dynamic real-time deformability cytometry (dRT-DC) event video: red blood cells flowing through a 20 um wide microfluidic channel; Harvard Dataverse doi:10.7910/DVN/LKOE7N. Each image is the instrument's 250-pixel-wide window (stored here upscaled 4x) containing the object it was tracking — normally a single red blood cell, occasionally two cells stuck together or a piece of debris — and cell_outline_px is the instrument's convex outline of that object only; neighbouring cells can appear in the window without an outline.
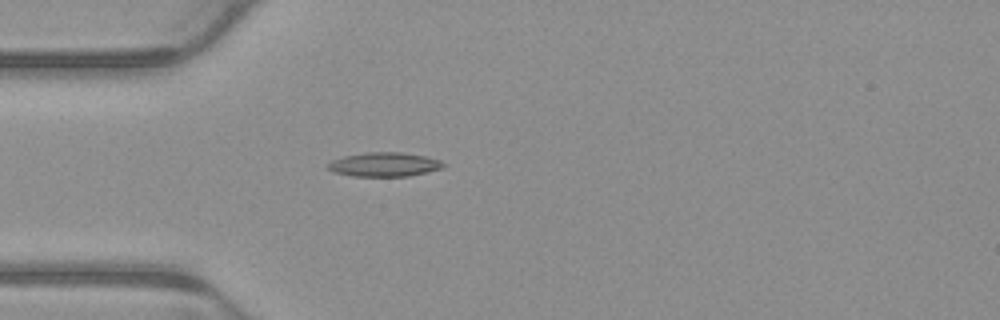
{"species": "common noctule bat (a hibernating species)", "species_latin": "Nyctalus noctula", "temperature_condition": "warm", "stored_images_in_passage": 4, "camera_frame_rate_fps": 3000, "um_per_image_px": 0.085, "animal": {"sex": "male", "body_mass_g": 23.1, "forearm_length_mm": 52.7}, "frame": {"image": 1, "passage_image": 4, "time_ms": 1.0, "image_size_px": [1000, 320], "cell_outline_px": [[444, 168], [428, 172], [408, 176], [352, 176], [332, 172], [328, 168], [328, 164], [332, 160], [344, 156], [364, 152], [400, 152], [424, 156], [440, 160], [444, 164]], "centroid_in_image_um": [32.66, 13.98], "position_along_channel_um": 52.3, "area_um2": 16.24}}